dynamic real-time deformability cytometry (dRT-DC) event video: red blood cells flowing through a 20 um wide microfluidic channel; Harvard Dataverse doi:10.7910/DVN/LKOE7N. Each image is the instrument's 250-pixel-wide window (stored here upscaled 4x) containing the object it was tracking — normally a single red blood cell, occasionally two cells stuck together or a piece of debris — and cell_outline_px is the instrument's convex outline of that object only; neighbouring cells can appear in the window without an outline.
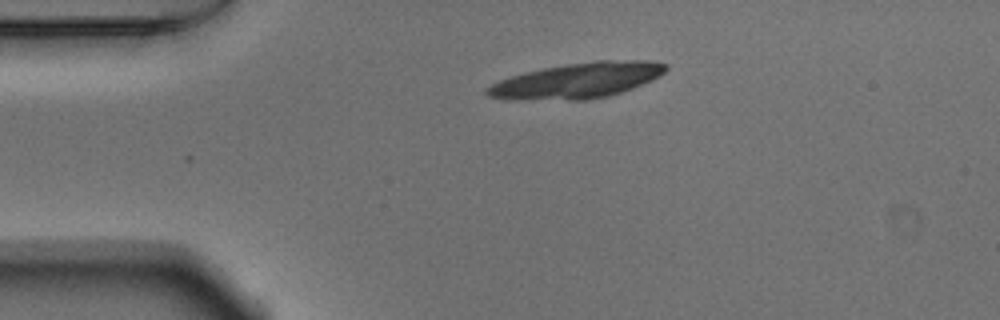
{"species": "Egyptian fruit bat (a non-hibernating species)", "species_latin": "Rousettus aegyptiacus", "temperature_condition": "warm", "stored_images_in_passage": 42, "segment_of_instrument_passage": [1, 2], "camera_frame_rate_fps": 3000, "um_per_image_px": 0.085, "animal": {"sex": "male"}, "frame": {"image": 1, "passage_image": 1, "time_ms": 0.0, "image_size_px": [1000, 320], "cell_outline_px": [[668, 68], [660, 76], [652, 80], [632, 88], [608, 96], [584, 100], [508, 100], [488, 96], [484, 92], [484, 88], [500, 80], [524, 72], [544, 68], [568, 64], [596, 60], [652, 60], [668, 64]], "centroid_in_image_um": [49.06, 6.85], "position_along_channel_um": 35.9, "area_um2": 37.11}}